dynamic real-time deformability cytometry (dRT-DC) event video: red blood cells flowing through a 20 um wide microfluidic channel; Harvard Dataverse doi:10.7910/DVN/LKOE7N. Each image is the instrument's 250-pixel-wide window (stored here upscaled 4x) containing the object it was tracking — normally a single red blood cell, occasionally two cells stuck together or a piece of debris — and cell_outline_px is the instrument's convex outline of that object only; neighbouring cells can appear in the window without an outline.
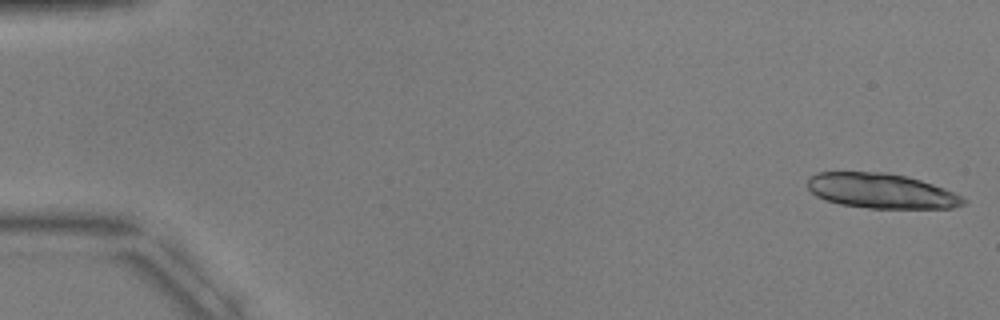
{"species": "common noctule bat (a hibernating species)", "species_latin": "Nyctalus noctula", "temperature_condition": "warm", "stored_images_in_passage": 3, "camera_frame_rate_fps": 3000, "um_per_image_px": 0.085, "animal": {"sex": "male", "body_mass_g": 17.9, "forearm_length_mm": 54.2}, "frame": {"image": 1, "passage_image": 1, "time_ms": 0.0, "image_size_px": [1000, 320], "cell_outline_px": [[968, 200], [964, 204], [952, 208], [868, 208], [840, 204], [824, 200], [816, 196], [808, 188], [808, 180], [816, 172], [884, 172], [908, 176], [944, 188]], "centroid_in_image_um": [74.89, 16.23], "position_along_channel_um": 10.1, "area_um2": 31.67}}